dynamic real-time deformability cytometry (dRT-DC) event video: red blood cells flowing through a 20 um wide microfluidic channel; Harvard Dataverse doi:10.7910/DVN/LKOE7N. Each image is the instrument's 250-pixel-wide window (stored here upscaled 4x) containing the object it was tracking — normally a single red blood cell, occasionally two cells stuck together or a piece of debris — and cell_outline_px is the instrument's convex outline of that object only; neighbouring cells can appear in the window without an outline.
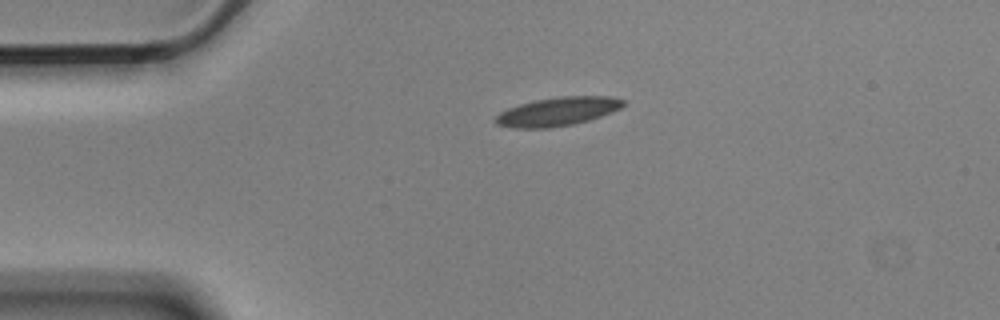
{"species": "Egyptian fruit bat (a non-hibernating species)", "species_latin": "Rousettus aegyptiacus", "temperature_condition": "cold", "stored_images_in_passage": 3, "camera_frame_rate_fps": 3000, "um_per_image_px": 0.085, "animal": {"sex": "male"}, "frame": {"image": 1, "passage_image": 3, "time_ms": 0.667, "image_size_px": [1000, 320], "cell_outline_px": [[628, 100], [620, 108], [612, 112], [588, 120], [572, 124], [548, 128], [512, 128], [496, 124], [492, 120], [500, 112], [508, 108], [520, 104], [536, 100], [560, 96], [612, 96]], "centroid_in_image_um": [47.4, 9.47], "position_along_channel_um": 37.6, "area_um2": 21.39}}